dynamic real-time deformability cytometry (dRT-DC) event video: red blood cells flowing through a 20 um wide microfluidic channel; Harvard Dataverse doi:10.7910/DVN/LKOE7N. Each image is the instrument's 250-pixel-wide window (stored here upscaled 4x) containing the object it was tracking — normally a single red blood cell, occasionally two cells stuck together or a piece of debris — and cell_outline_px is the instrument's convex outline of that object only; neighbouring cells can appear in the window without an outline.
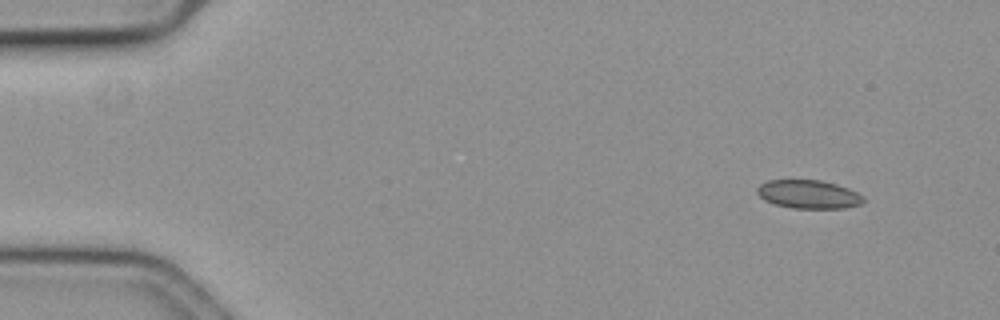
{"species": "common noctule bat (a hibernating species)", "species_latin": "Nyctalus noctula", "temperature_condition": "cold", "stored_images_in_passage": 54, "camera_frame_rate_fps": 3000, "um_per_image_px": 0.085, "animal": {"sex": "female", "body_mass_g": 19.3, "forearm_length_mm": 54.1}, "frame": {"image": 1, "passage_image": 1, "time_ms": 0.0, "image_size_px": [1000, 320], "cell_outline_px": [[864, 200], [860, 204], [844, 208], [792, 208], [776, 204], [764, 200], [756, 192], [756, 188], [760, 184], [768, 180], [820, 180], [836, 184], [848, 188], [864, 196]], "centroid_in_image_um": [68.71, 16.51], "position_along_channel_um": 16.3, "area_um2": 17.57}}
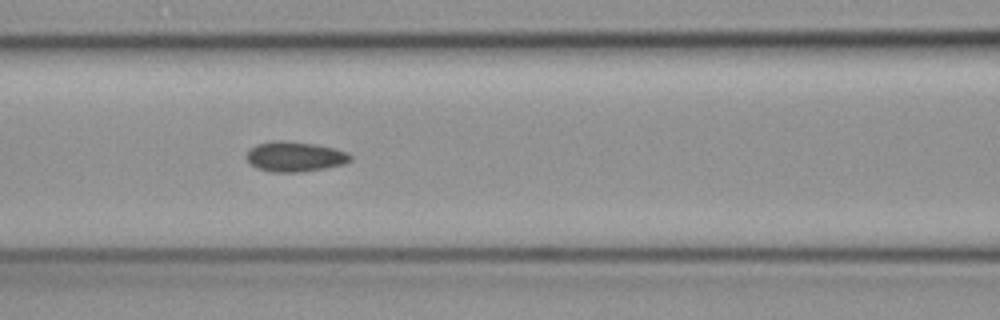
{"frame": {"image": 2, "passage_image": 21, "time_ms": 6.667, "image_size_px": [1000, 320], "cell_outline_px": [[352, 160], [344, 164], [324, 168], [300, 172], [272, 172], [256, 168], [248, 160], [248, 148], [256, 144], [272, 140], [284, 140], [312, 144], [332, 148], [348, 152], [352, 156]], "centroid_in_image_um": [25.06, 13.31], "position_along_channel_um": 141.5, "area_um2": 18.15}}
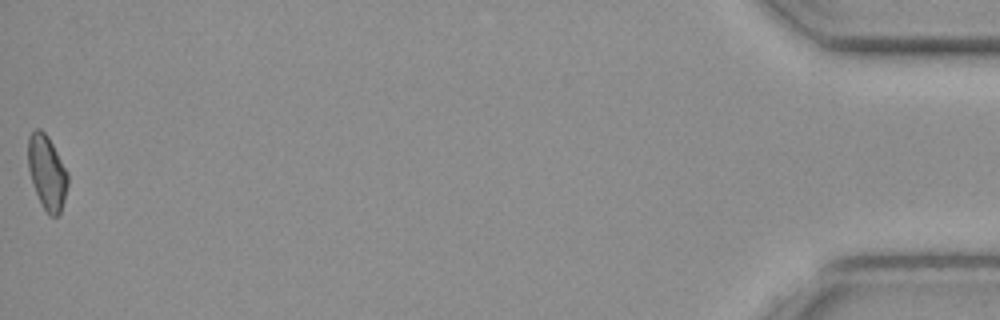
{"frame": {"image": 3, "passage_image": 54, "time_ms": 17.667, "image_size_px": [1000, 320], "cell_outline_px": [[68, 184], [64, 200], [60, 212], [56, 216], [48, 216], [36, 192], [28, 168], [28, 136], [36, 128], [40, 128], [48, 136], [68, 172]], "centroid_in_image_um": [4.0, 14.63], "position_along_channel_um": 431.2, "area_um2": 17.05}}